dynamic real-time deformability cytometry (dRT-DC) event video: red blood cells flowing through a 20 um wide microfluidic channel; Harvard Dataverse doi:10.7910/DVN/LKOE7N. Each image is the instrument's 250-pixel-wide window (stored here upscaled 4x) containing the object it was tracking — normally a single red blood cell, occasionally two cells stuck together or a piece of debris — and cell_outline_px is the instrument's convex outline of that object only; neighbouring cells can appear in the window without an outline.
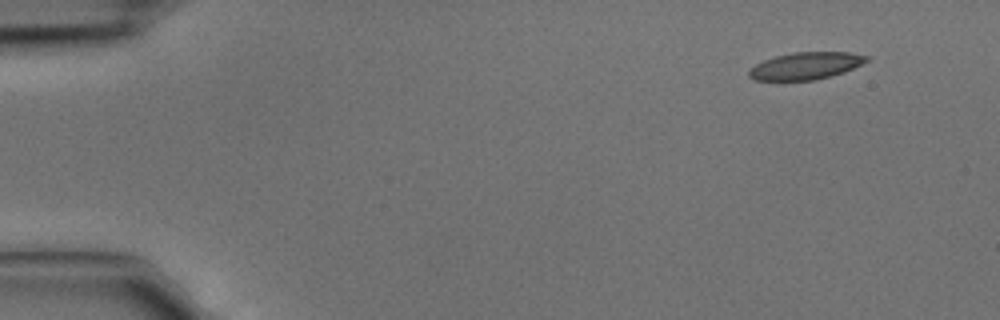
{"species": "common noctule bat (a hibernating species)", "species_latin": "Nyctalus noctula", "temperature_condition": "cold", "stored_images_in_passage": 4, "camera_frame_rate_fps": 3000, "um_per_image_px": 0.085, "animal": {"sex": "male", "body_mass_g": 15.6}, "frame": {"image": 1, "passage_image": 1, "time_ms": 0.0, "image_size_px": [1000, 320], "cell_outline_px": [[872, 56], [868, 60], [844, 72], [832, 76], [816, 80], [756, 80], [748, 76], [748, 72], [756, 64], [764, 60], [776, 56], [792, 52], [848, 52]], "centroid_in_image_um": [68.51, 5.59], "position_along_channel_um": 16.5, "area_um2": 18.55}}
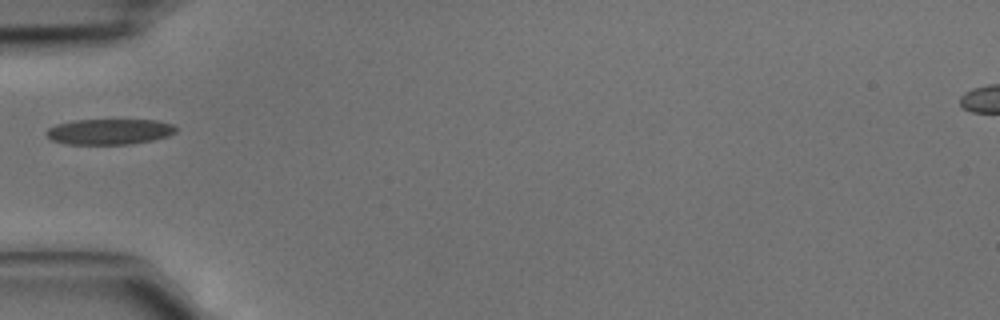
{"frame": {"image": 2, "passage_image": 4, "time_ms": 1.0, "image_size_px": [1000, 320], "cell_outline_px": [[176, 132], [168, 136], [152, 140], [128, 144], [68, 144], [52, 140], [44, 132], [48, 128], [56, 124], [72, 120], [156, 120], [172, 124], [176, 128]], "centroid_in_image_um": [9.28, 11.18], "position_along_channel_um": 75.7, "area_um2": 19.31}}